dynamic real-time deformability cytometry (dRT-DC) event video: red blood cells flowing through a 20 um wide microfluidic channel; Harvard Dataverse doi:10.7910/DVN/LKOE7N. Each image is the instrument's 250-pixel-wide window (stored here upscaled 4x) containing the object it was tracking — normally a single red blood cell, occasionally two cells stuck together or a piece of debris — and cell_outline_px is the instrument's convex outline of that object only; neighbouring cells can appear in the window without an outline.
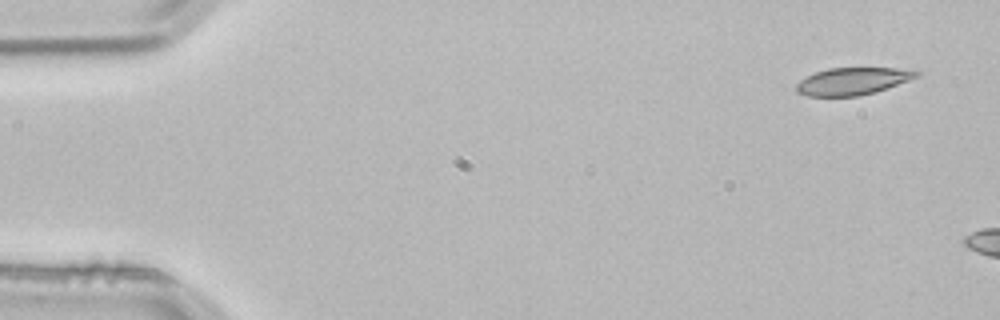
{"species": "common noctule bat (a hibernating species)", "species_latin": "Nyctalus noctula", "temperature_condition": "room temperature", "stored_images_in_passage": 2, "camera_frame_rate_fps": 3000, "um_per_image_px": 0.085, "animal": {"sex": "male", "body_mass_g": 21.5, "forearm_length_mm": 52.0}, "frame": {"image": 1, "passage_image": 1, "time_ms": 0.0, "image_size_px": [1000, 320], "cell_outline_px": [[920, 72], [916, 76], [908, 80], [876, 92], [860, 96], [808, 96], [796, 92], [796, 84], [800, 80], [816, 72], [828, 68], [896, 68]], "centroid_in_image_um": [72.42, 6.91], "position_along_channel_um": 12.6, "area_um2": 18.84}}